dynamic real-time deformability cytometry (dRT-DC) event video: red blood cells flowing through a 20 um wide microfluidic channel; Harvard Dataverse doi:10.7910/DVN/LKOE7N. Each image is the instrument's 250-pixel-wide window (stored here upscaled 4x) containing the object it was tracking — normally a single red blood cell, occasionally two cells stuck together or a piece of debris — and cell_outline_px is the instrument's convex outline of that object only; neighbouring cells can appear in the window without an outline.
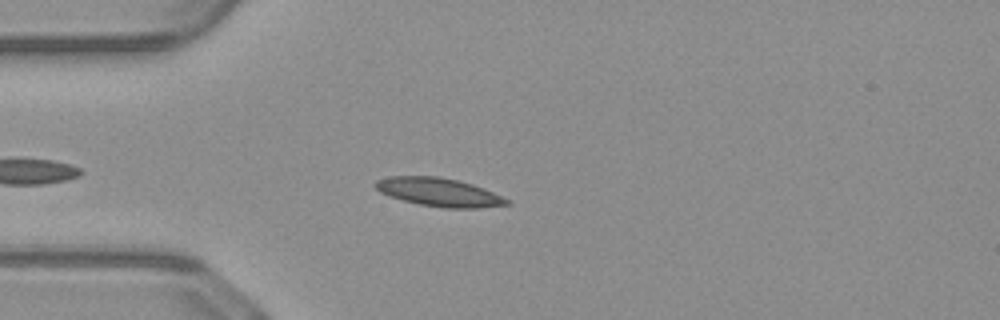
{"species": "common noctule bat (a hibernating species)", "species_latin": "Nyctalus noctula", "temperature_condition": "warm", "stored_images_in_passage": 40, "camera_frame_rate_fps": 3000, "um_per_image_px": 0.085, "animal": {"sex": "male", "body_mass_g": 23.1, "forearm_length_mm": 52.7}, "frame": {"image": 1, "passage_image": 6, "time_ms": 1.667, "image_size_px": [1000, 320], "cell_outline_px": [[512, 204], [480, 208], [444, 208], [420, 204], [388, 196], [380, 192], [372, 184], [376, 180], [392, 176], [440, 176], [472, 184], [484, 188], [508, 200]], "centroid_in_image_um": [37.29, 16.33], "position_along_channel_um": 47.7, "area_um2": 21.68}}
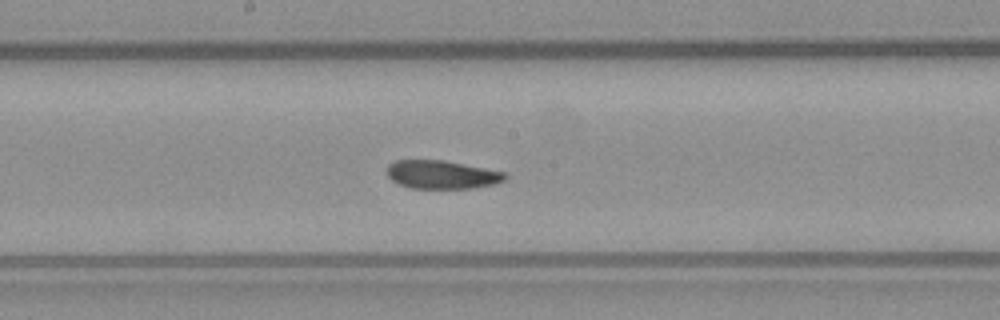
{"frame": {"image": 2, "passage_image": 19, "time_ms": 6.0, "image_size_px": [1000, 320], "cell_outline_px": [[508, 176], [504, 180], [496, 184], [472, 188], [412, 188], [400, 184], [392, 180], [384, 172], [388, 164], [396, 160], [444, 160], [504, 172]], "centroid_in_image_um": [37.53, 14.84], "position_along_channel_um": 210.7, "area_um2": 19.54}}
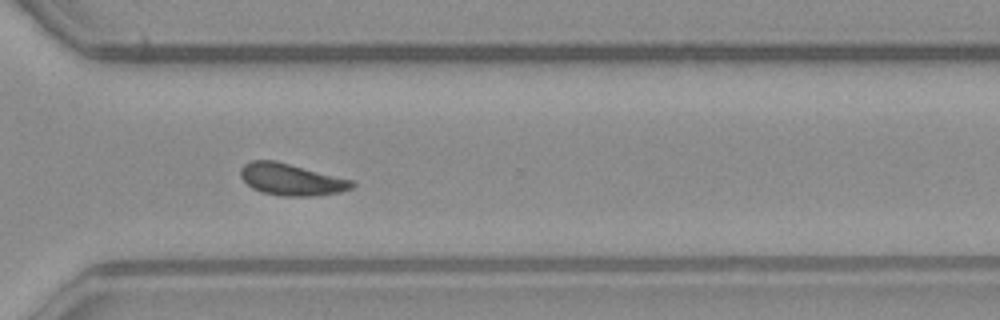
{"frame": {"image": 3, "passage_image": 29, "time_ms": 9.333, "image_size_px": [1000, 320], "cell_outline_px": [[356, 184], [352, 188], [340, 192], [312, 196], [284, 196], [260, 192], [252, 188], [240, 176], [240, 168], [244, 164], [252, 160], [276, 160], [352, 180]], "centroid_in_image_um": [24.74, 15.25], "position_along_channel_um": 345.9, "area_um2": 20.63}, "authors_computed_cell_mechanics": {"area_um2": 19.9988, "velocity_mm_per_s": 4.0637, "shape_relaxation_time_tau1_ms": null, "shape_relaxation_time_tau2_ms": 11.2496, "deformation_change_tau1": null, "deformation_change_tau2": 0.1625}}